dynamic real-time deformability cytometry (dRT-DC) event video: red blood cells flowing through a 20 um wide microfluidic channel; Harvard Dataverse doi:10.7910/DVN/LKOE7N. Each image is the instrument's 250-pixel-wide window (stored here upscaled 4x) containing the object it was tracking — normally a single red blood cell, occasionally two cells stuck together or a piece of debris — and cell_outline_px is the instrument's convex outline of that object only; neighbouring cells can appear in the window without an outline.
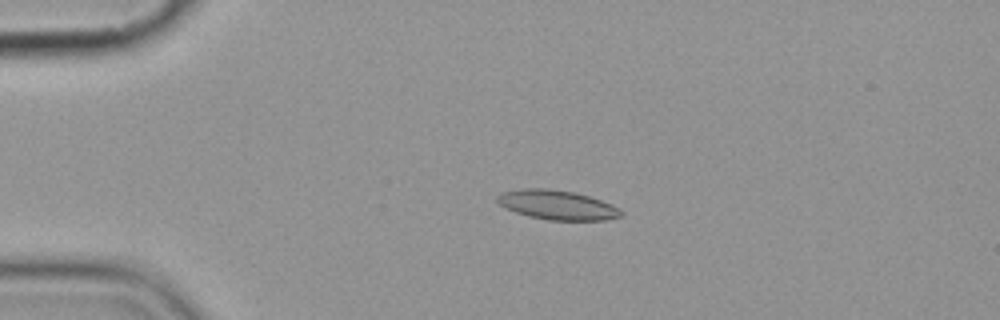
{"species": "common noctule bat (a hibernating species)", "species_latin": "Nyctalus noctula", "temperature_condition": "cold", "stored_images_in_passage": 4, "camera_frame_rate_fps": 3000, "um_per_image_px": 0.085, "animal": {"sex": "female", "body_mass_g": 19.9}, "frame": {"image": 1, "passage_image": 3, "time_ms": 3.333, "image_size_px": [1000, 320], "cell_outline_px": [[624, 216], [604, 220], [548, 220], [528, 216], [504, 208], [496, 200], [496, 196], [500, 192], [524, 188], [548, 188], [576, 192], [612, 204], [620, 208], [624, 212]], "centroid_in_image_um": [47.37, 17.41], "position_along_channel_um": 37.6, "area_um2": 21.5}}